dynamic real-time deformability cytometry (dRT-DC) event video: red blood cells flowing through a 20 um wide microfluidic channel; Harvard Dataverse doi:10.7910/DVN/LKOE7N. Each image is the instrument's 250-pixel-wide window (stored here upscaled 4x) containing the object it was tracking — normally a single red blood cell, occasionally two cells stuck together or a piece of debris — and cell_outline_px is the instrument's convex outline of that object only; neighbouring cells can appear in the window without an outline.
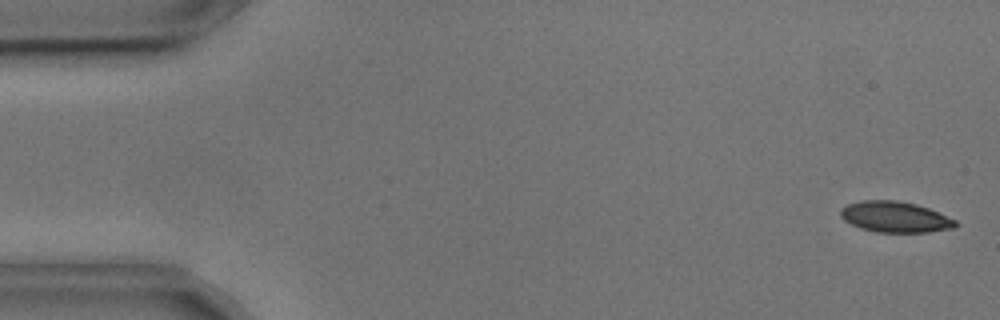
{"species": "common noctule bat (a hibernating species)", "species_latin": "Nyctalus noctula", "temperature_condition": "cold", "stored_images_in_passage": 11, "camera_frame_rate_fps": 3000, "um_per_image_px": 0.085, "animal": {"sex": "male", "body_mass_g": 17.9, "forearm_length_mm": 54.2}, "frame": {"image": 1, "passage_image": 2, "time_ms": 0.333, "image_size_px": [1000, 320], "cell_outline_px": [[960, 224], [956, 228], [928, 232], [876, 232], [860, 228], [844, 220], [840, 216], [840, 208], [848, 204], [860, 200], [896, 200], [916, 204], [928, 208], [956, 220]], "centroid_in_image_um": [76.09, 18.44], "position_along_channel_um": 8.9, "area_um2": 20.81}}